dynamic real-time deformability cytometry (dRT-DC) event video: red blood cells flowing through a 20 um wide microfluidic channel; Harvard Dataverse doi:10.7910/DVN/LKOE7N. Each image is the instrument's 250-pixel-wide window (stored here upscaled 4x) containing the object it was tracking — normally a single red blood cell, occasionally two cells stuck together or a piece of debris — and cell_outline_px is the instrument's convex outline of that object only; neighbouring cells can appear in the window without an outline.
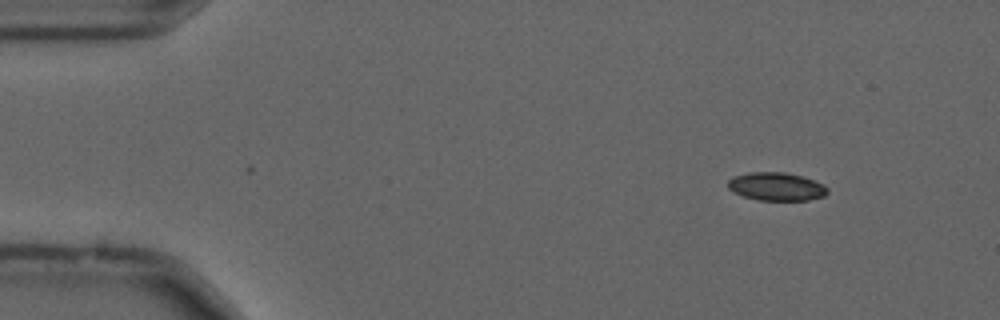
{"species": "common noctule bat (a hibernating species)", "species_latin": "Nyctalus noctula", "temperature_condition": "cold", "stored_images_in_passage": 52, "camera_frame_rate_fps": 3000, "um_per_image_px": 0.085, "animal": {"sex": "male", "forearm_length_mm": 52.5}, "frame": {"image": 1, "passage_image": 3, "time_ms": 0.667, "image_size_px": [1000, 320], "cell_outline_px": [[828, 192], [824, 196], [808, 200], [760, 200], [744, 196], [732, 192], [728, 188], [728, 180], [732, 176], [748, 172], [784, 172], [800, 176], [824, 184], [828, 188]], "centroid_in_image_um": [65.97, 15.85], "position_along_channel_um": 19.0, "area_um2": 16.36}}
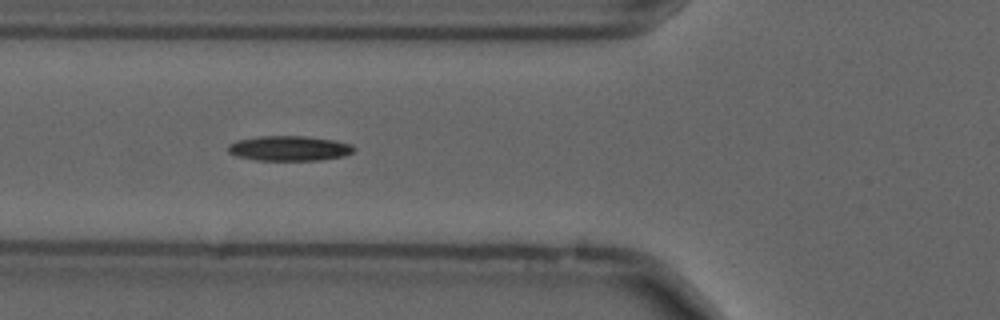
{"frame": {"image": 2, "passage_image": 17, "time_ms": 5.333, "image_size_px": [1000, 320], "cell_outline_px": [[356, 148], [352, 152], [344, 156], [320, 160], [256, 160], [236, 156], [228, 152], [228, 144], [236, 140], [260, 136], [304, 136], [336, 140], [352, 144]], "centroid_in_image_um": [24.59, 12.6], "position_along_channel_um": 101.2, "area_um2": 18.44}}
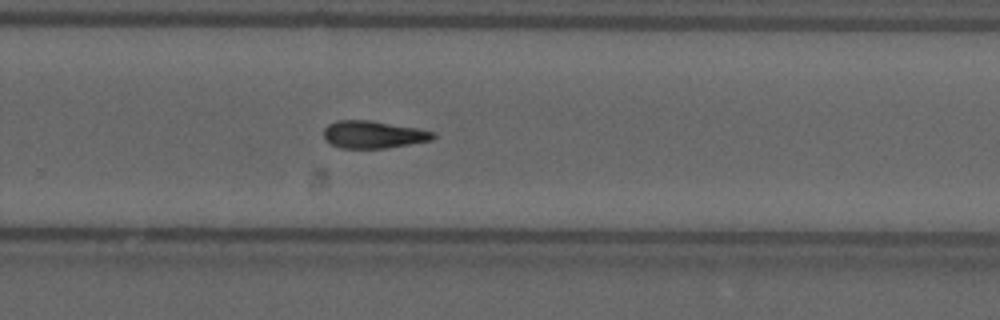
{"frame": {"image": 3, "passage_image": 33, "time_ms": 10.667, "image_size_px": [1000, 320], "cell_outline_px": [[436, 136], [432, 140], [388, 148], [340, 148], [332, 144], [324, 136], [324, 128], [328, 124], [336, 120], [372, 120], [416, 128], [432, 132]], "centroid_in_image_um": [31.72, 11.43], "position_along_channel_um": 298.1, "area_um2": 17.4}, "authors_computed_cell_mechanics": {"area_um2": 17.2244, "velocity_mm_per_s": 3.6958, "shape_relaxation_time_tau1_ms": 11.0971, "shape_relaxation_time_tau2_ms": null, "deformation_change_tau1": 0.194, "deformation_change_tau2": null}}